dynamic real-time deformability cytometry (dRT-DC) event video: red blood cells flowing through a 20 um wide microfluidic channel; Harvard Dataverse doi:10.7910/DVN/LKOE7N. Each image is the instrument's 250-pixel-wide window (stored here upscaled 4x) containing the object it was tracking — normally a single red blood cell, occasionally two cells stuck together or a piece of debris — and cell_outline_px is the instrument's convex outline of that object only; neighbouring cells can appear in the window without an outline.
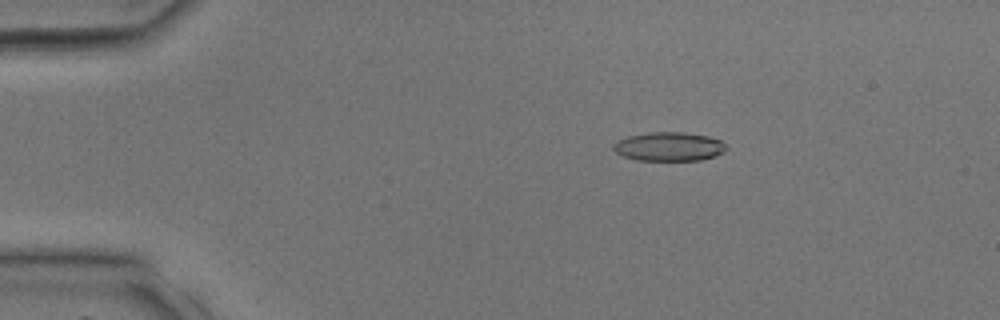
{"species": "common noctule bat (a hibernating species)", "species_latin": "Nyctalus noctula", "temperature_condition": "room temperature", "stored_images_in_passage": 37, "camera_frame_rate_fps": 3000, "um_per_image_px": 0.085, "animal": {"sex": "male", "body_mass_g": 17.9, "forearm_length_mm": 54.2}, "frame": {"image": 1, "passage_image": 7, "time_ms": 2.0, "image_size_px": [1000, 320], "cell_outline_px": [[728, 148], [724, 152], [716, 156], [700, 160], [636, 160], [624, 156], [616, 152], [612, 148], [612, 144], [616, 140], [628, 136], [652, 132], [684, 132], [708, 136], [720, 140]], "centroid_in_image_um": [56.86, 12.46], "position_along_channel_um": 28.1, "area_um2": 19.07}}
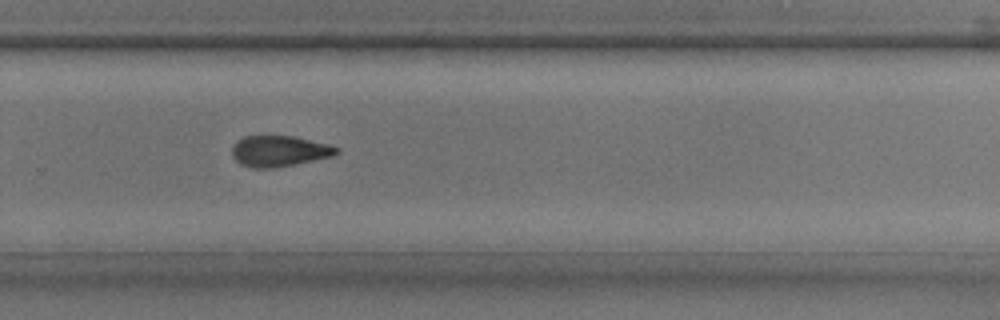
{"frame": {"image": 2, "passage_image": 26, "time_ms": 8.333, "image_size_px": [1000, 320], "cell_outline_px": [[340, 152], [332, 156], [272, 168], [252, 168], [240, 164], [232, 156], [232, 148], [244, 136], [292, 136], [328, 144], [340, 148]], "centroid_in_image_um": [23.74, 12.84], "position_along_channel_um": 306.1, "area_um2": 18.5}}
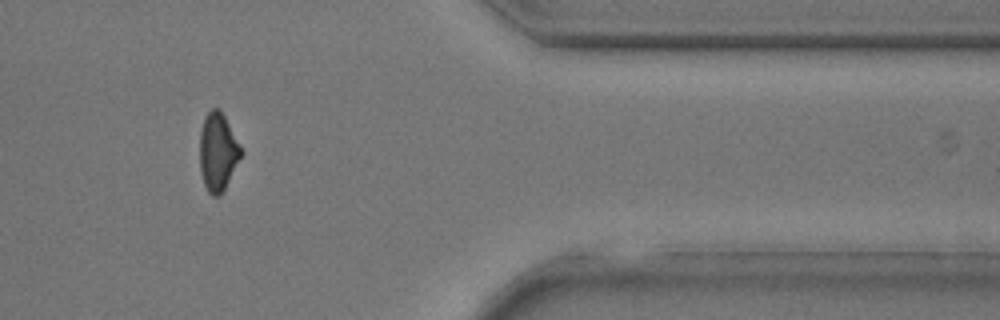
{"frame": {"image": 3, "passage_image": 32, "time_ms": 10.333, "image_size_px": [1000, 320], "cell_outline_px": [[244, 152], [220, 196], [212, 196], [208, 192], [204, 184], [200, 172], [200, 128], [204, 116], [212, 108], [220, 108], [240, 144]], "centroid_in_image_um": [18.51, 12.89], "position_along_channel_um": 392.9, "area_um2": 18.96}}